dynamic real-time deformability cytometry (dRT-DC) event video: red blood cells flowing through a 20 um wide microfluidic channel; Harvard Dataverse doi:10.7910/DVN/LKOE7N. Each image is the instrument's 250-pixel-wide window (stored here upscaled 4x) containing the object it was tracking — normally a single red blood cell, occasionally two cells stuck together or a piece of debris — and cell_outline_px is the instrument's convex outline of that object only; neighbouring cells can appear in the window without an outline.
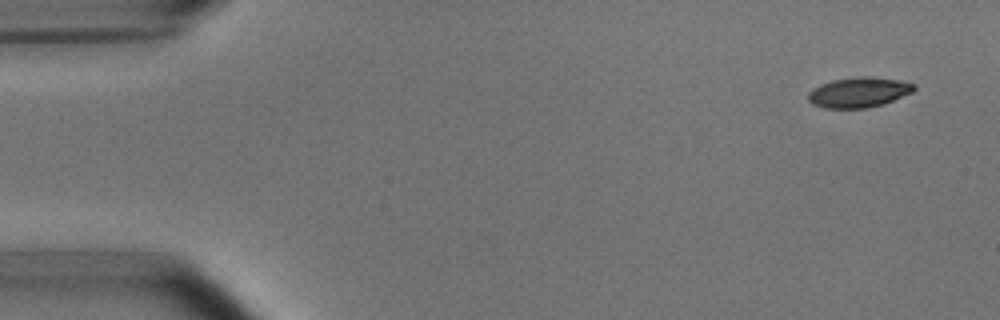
{"species": "common noctule bat (a hibernating species)", "species_latin": "Nyctalus noctula", "temperature_condition": "room temperature", "stored_images_in_passage": 5, "camera_frame_rate_fps": 3000, "um_per_image_px": 0.085, "animal": {"sex": "male", "body_mass_g": 15.6}, "frame": {"image": 1, "passage_image": 1, "time_ms": 0.0, "image_size_px": [1000, 320], "cell_outline_px": [[916, 88], [912, 92], [884, 104], [868, 108], [824, 108], [812, 104], [808, 100], [808, 92], [812, 88], [820, 84], [832, 80], [860, 76], [872, 76], [896, 80], [916, 84]], "centroid_in_image_um": [72.97, 7.85], "position_along_channel_um": 12.0, "area_um2": 18.73}}
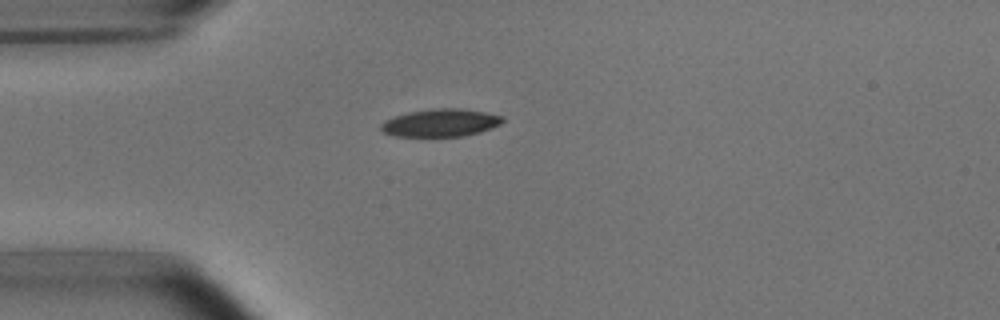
{"frame": {"image": 2, "passage_image": 4, "time_ms": 3.667, "image_size_px": [1000, 320], "cell_outline_px": [[504, 120], [500, 124], [492, 128], [480, 132], [464, 136], [396, 136], [384, 132], [380, 128], [380, 124], [384, 120], [408, 112], [440, 108], [456, 108], [484, 112], [500, 116]], "centroid_in_image_um": [37.43, 10.44], "position_along_channel_um": 47.6, "area_um2": 19.36}}